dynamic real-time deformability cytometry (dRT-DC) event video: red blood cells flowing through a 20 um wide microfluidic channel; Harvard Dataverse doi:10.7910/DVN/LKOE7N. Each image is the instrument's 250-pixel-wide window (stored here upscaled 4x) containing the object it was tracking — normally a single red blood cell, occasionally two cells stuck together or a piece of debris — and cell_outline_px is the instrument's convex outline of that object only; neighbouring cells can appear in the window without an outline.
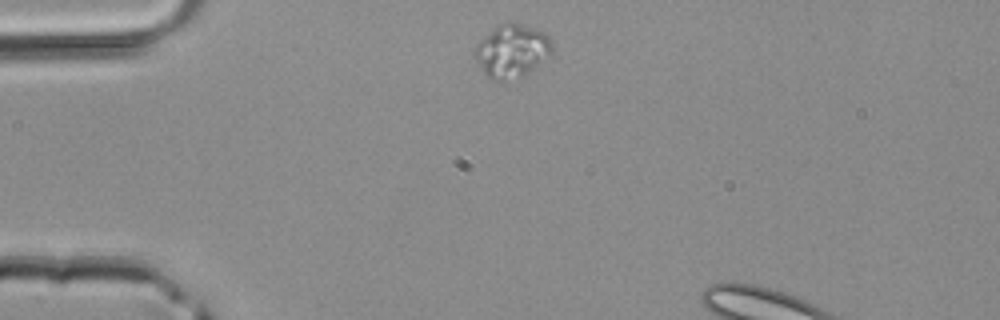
{"species": "common noctule bat (a hibernating species)", "species_latin": "Nyctalus noctula", "temperature_condition": "room temperature", "stored_images_in_passage": 31, "camera_frame_rate_fps": 3000, "um_per_image_px": 0.085, "animal": {"sex": "male", "body_mass_g": 20.4}, "frame": {"image": 1, "passage_image": 1, "time_ms": 0.0, "image_size_px": [1000, 320], "cell_outline_px": [[552, 56], [528, 72], [504, 84], [500, 84], [484, 76], [472, 56], [476, 44], [492, 28], [500, 24], [516, 24], [532, 28], [544, 32], [548, 36], [552, 44]], "centroid_in_image_um": [43.46, 4.41], "position_along_channel_um": 41.5, "area_um2": 24.39}}
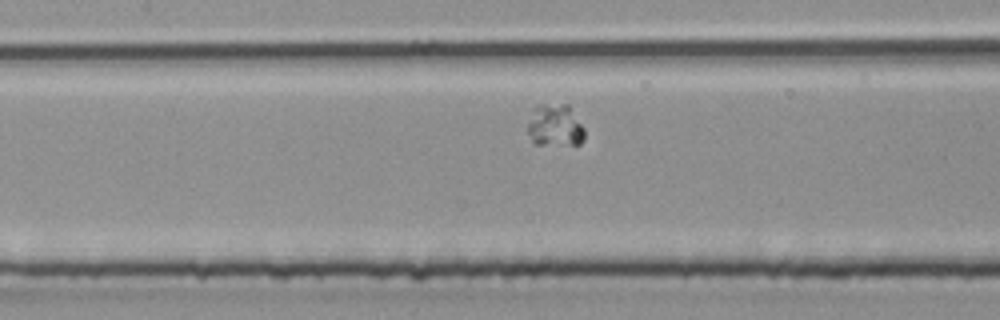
{"frame": {"image": 2, "passage_image": 11, "time_ms": 3.333, "image_size_px": [1000, 320], "cell_outline_px": [[584, 140], [580, 144], [532, 144], [528, 132], [528, 124], [532, 108], [536, 104], [568, 104], [584, 128]], "centroid_in_image_um": [47.15, 10.65], "position_along_channel_um": 160.2, "area_um2": 14.16}}
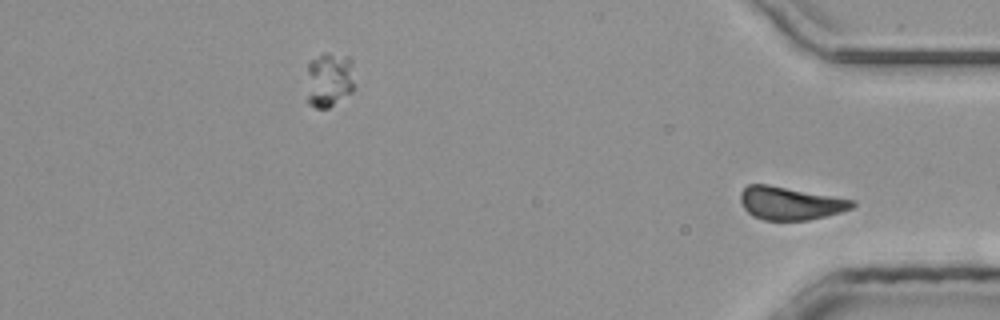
{"frame": {"image": 3, "passage_image": 31, "time_ms": 10.0, "image_size_px": [1000, 320], "cell_outline_px": [[856, 204], [852, 208], [828, 216], [808, 220], [764, 220], [752, 216], [744, 208], [740, 200], [740, 192], [748, 184], [768, 184], [856, 200]], "centroid_in_image_um": [67.18, 17.27], "position_along_channel_um": 368.0, "area_um2": 21.68}}